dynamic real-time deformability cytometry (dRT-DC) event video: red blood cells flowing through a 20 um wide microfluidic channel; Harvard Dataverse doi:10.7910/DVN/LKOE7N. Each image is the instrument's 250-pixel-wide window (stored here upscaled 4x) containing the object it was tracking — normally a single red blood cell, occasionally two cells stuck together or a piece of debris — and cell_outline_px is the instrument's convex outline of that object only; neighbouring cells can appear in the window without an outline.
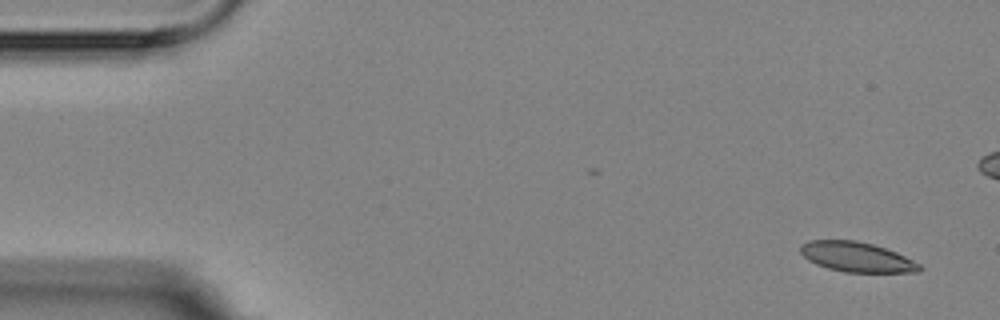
{"species": "Egyptian fruit bat (a non-hibernating species)", "species_latin": "Rousettus aegyptiacus", "temperature_condition": "room temperature", "stored_images_in_passage": 5, "camera_frame_rate_fps": 3000, "um_per_image_px": 0.085, "animal": {"sex": "female"}, "frame": {"image": 1, "passage_image": 1, "time_ms": 0.0, "image_size_px": [1000, 320], "cell_outline_px": [[924, 268], [920, 272], [844, 272], [828, 268], [816, 264], [808, 260], [800, 252], [800, 244], [808, 240], [856, 240], [872, 244], [896, 252], [920, 264]], "centroid_in_image_um": [72.81, 21.84], "position_along_channel_um": 12.2, "area_um2": 20.75}}